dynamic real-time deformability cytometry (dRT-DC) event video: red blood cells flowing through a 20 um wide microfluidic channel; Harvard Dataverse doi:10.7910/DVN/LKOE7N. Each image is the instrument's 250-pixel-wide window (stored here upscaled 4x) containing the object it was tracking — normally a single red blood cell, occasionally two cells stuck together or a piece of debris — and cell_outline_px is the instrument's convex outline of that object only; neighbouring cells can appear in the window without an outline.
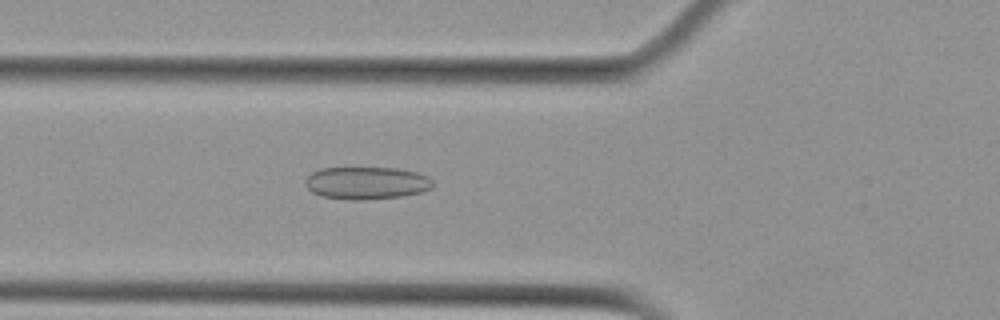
{"species": "Egyptian fruit bat (a non-hibernating species)", "species_latin": "Rousettus aegyptiacus", "temperature_condition": "cold", "stored_images_in_passage": 4, "camera_frame_rate_fps": 3000, "um_per_image_px": 0.085, "animal": {"sex": "female"}, "frame": {"image": 1, "passage_image": 4, "time_ms": 3.333, "image_size_px": [1000, 320], "cell_outline_px": [[432, 188], [420, 192], [400, 196], [364, 200], [348, 200], [320, 196], [312, 192], [308, 188], [304, 180], [312, 172], [320, 168], [396, 168], [416, 172], [428, 176], [432, 180]], "centroid_in_image_um": [31.13, 15.55], "position_along_channel_um": 94.7, "area_um2": 24.16}}